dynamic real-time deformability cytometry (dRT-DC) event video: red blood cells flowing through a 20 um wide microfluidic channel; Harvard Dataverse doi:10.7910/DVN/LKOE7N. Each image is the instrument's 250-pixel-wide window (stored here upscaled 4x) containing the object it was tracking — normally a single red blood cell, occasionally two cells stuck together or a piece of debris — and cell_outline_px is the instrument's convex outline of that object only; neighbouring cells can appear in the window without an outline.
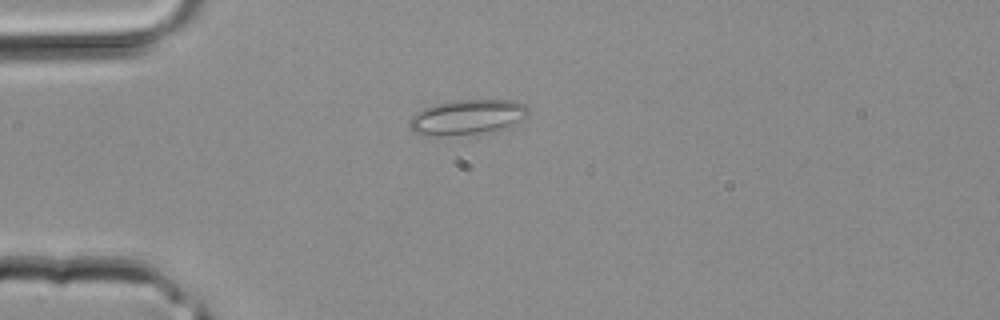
{"species": "common noctule bat (a hibernating species)", "species_latin": "Nyctalus noctula", "temperature_condition": "room temperature", "stored_images_in_passage": 2, "camera_frame_rate_fps": 3000, "um_per_image_px": 0.085, "animal": {"sex": "male", "body_mass_g": 20.4}, "frame": {"image": 1, "passage_image": 2, "time_ms": 0.333, "image_size_px": [1000, 320], "cell_outline_px": [[528, 112], [520, 120], [512, 124], [480, 132], [444, 136], [420, 136], [412, 132], [408, 124], [408, 120], [416, 112], [432, 104], [452, 100], [512, 100], [524, 104], [528, 108]], "centroid_in_image_um": [39.58, 9.94], "position_along_channel_um": 45.4, "area_um2": 24.04}}